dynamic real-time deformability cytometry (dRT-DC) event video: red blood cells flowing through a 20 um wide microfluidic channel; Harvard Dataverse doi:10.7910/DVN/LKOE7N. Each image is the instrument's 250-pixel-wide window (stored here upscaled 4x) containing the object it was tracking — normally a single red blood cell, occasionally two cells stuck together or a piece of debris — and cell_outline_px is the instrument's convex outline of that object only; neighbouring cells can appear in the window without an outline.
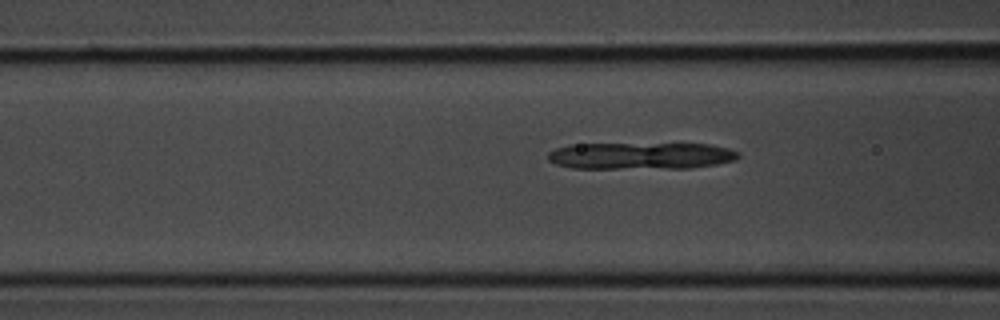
{"species": "common noctule bat (a hibernating species)", "species_latin": "Nyctalus noctula", "temperature_condition": "room temperature", "stored_images_in_passage": 4, "camera_frame_rate_fps": 3000, "um_per_image_px": 0.085, "animal": {"sex": "male", "body_mass_g": 20.1, "forearm_length_mm": 53.5}, "frame": {"image": 1, "passage_image": 4, "time_ms": 1.0, "image_size_px": [1000, 320], "cell_outline_px": [[740, 156], [736, 160], [716, 164], [692, 168], [572, 168], [556, 164], [548, 160], [548, 152], [556, 148], [568, 144], [712, 144], [728, 148], [740, 152]], "centroid_in_image_um": [54.49, 13.24], "position_along_channel_um": 112.1, "area_um2": 29.94}}